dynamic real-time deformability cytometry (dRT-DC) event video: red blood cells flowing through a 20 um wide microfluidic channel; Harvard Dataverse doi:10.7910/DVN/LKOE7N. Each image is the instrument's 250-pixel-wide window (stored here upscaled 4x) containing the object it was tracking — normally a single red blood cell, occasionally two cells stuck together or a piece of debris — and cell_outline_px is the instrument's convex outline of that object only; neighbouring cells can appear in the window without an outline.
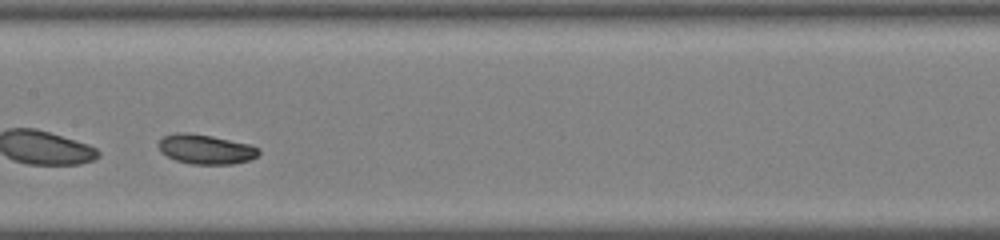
{"species": "common noctule bat (a hibernating species)", "species_latin": "Nyctalus noctula", "temperature_condition": "warm", "stored_images_in_passage": 26, "camera_frame_rate_fps": 3000, "um_per_image_px": 0.085, "animal": {"sex": "male", "body_mass_g": 19.0, "forearm_length_mm": 50.8}, "frame": {"image": 1, "passage_image": 12, "time_ms": 3.667, "image_size_px": [1000, 240], "cell_outline_px": [[260, 152], [252, 160], [232, 164], [192, 164], [176, 160], [160, 152], [156, 144], [164, 136], [176, 132], [184, 132], [212, 136], [252, 144], [260, 148]], "centroid_in_image_um": [17.5, 12.68], "position_along_channel_um": 189.9, "area_um2": 17.51}}
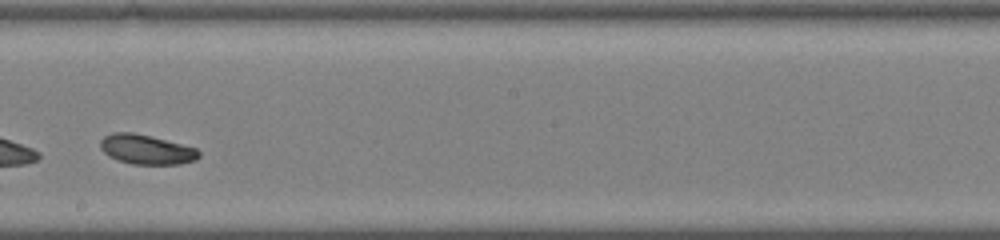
{"frame": {"image": 2, "passage_image": 15, "time_ms": 4.667, "image_size_px": [1000, 240], "cell_outline_px": [[200, 156], [196, 160], [180, 164], [132, 164], [116, 160], [108, 156], [100, 148], [100, 140], [104, 136], [112, 132], [132, 132], [196, 148], [200, 152]], "centroid_in_image_um": [12.41, 12.71], "position_along_channel_um": 235.8, "area_um2": 16.94}}